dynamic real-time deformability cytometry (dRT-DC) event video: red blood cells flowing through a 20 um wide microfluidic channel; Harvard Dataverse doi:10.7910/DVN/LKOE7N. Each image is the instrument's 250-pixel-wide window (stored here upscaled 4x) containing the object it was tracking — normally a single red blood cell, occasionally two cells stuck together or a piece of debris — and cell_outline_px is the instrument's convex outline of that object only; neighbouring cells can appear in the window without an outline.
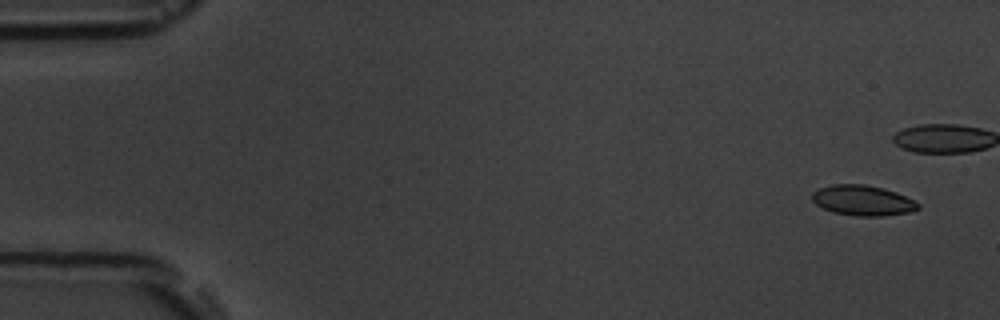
{"species": "common noctule bat (a hibernating species)", "species_latin": "Nyctalus noctula", "temperature_condition": "room temperature", "stored_images_in_passage": 6, "camera_frame_rate_fps": 3000, "um_per_image_px": 0.085, "animal": {"sex": "male", "body_mass_g": 19.5, "forearm_length_mm": 54.6}, "frame": {"image": 1, "passage_image": 1, "time_ms": 0.0, "image_size_px": [1000, 320], "cell_outline_px": [[920, 208], [912, 212], [884, 216], [856, 216], [832, 212], [816, 204], [812, 200], [812, 192], [820, 188], [832, 184], [864, 184], [884, 188], [896, 192], [916, 200], [920, 204]], "centroid_in_image_um": [73.38, 17.04], "position_along_channel_um": 11.6, "area_um2": 18.96}}